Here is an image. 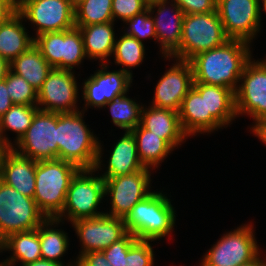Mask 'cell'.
Segmentation results:
<instances>
[{
	"label": "cell",
	"mask_w": 266,
	"mask_h": 266,
	"mask_svg": "<svg viewBox=\"0 0 266 266\" xmlns=\"http://www.w3.org/2000/svg\"><path fill=\"white\" fill-rule=\"evenodd\" d=\"M74 13L75 26L112 22V0H75Z\"/></svg>",
	"instance_id": "cell-31"
},
{
	"label": "cell",
	"mask_w": 266,
	"mask_h": 266,
	"mask_svg": "<svg viewBox=\"0 0 266 266\" xmlns=\"http://www.w3.org/2000/svg\"><path fill=\"white\" fill-rule=\"evenodd\" d=\"M22 266H64V265L61 263H56L45 259H39L37 261ZM66 266H77V262H75L74 265L72 263L71 264L68 263Z\"/></svg>",
	"instance_id": "cell-46"
},
{
	"label": "cell",
	"mask_w": 266,
	"mask_h": 266,
	"mask_svg": "<svg viewBox=\"0 0 266 266\" xmlns=\"http://www.w3.org/2000/svg\"><path fill=\"white\" fill-rule=\"evenodd\" d=\"M113 23L114 21L89 26H75L81 32L86 57L91 60L99 59L101 64L107 63V57L113 55L115 46Z\"/></svg>",
	"instance_id": "cell-25"
},
{
	"label": "cell",
	"mask_w": 266,
	"mask_h": 266,
	"mask_svg": "<svg viewBox=\"0 0 266 266\" xmlns=\"http://www.w3.org/2000/svg\"><path fill=\"white\" fill-rule=\"evenodd\" d=\"M106 106L109 107L113 124L120 129L132 131L141 122L143 106L126 95L113 99Z\"/></svg>",
	"instance_id": "cell-32"
},
{
	"label": "cell",
	"mask_w": 266,
	"mask_h": 266,
	"mask_svg": "<svg viewBox=\"0 0 266 266\" xmlns=\"http://www.w3.org/2000/svg\"><path fill=\"white\" fill-rule=\"evenodd\" d=\"M262 2V7H263V11H265V13H266V0H260V3Z\"/></svg>",
	"instance_id": "cell-50"
},
{
	"label": "cell",
	"mask_w": 266,
	"mask_h": 266,
	"mask_svg": "<svg viewBox=\"0 0 266 266\" xmlns=\"http://www.w3.org/2000/svg\"><path fill=\"white\" fill-rule=\"evenodd\" d=\"M52 69L34 44L10 63V70L23 77L37 91Z\"/></svg>",
	"instance_id": "cell-27"
},
{
	"label": "cell",
	"mask_w": 266,
	"mask_h": 266,
	"mask_svg": "<svg viewBox=\"0 0 266 266\" xmlns=\"http://www.w3.org/2000/svg\"><path fill=\"white\" fill-rule=\"evenodd\" d=\"M171 2L170 0H160L148 4L154 21L157 41L160 43V50L162 49L160 52L167 60H170V56L179 48L185 16L182 9L175 2L173 3V0ZM156 7L158 10L156 15L153 16ZM170 12L171 16L169 15ZM167 16H170V18Z\"/></svg>",
	"instance_id": "cell-18"
},
{
	"label": "cell",
	"mask_w": 266,
	"mask_h": 266,
	"mask_svg": "<svg viewBox=\"0 0 266 266\" xmlns=\"http://www.w3.org/2000/svg\"><path fill=\"white\" fill-rule=\"evenodd\" d=\"M184 14H206L217 11V0H173Z\"/></svg>",
	"instance_id": "cell-41"
},
{
	"label": "cell",
	"mask_w": 266,
	"mask_h": 266,
	"mask_svg": "<svg viewBox=\"0 0 266 266\" xmlns=\"http://www.w3.org/2000/svg\"><path fill=\"white\" fill-rule=\"evenodd\" d=\"M37 105H18L14 104L1 118H0V141L7 148H11L13 143L9 141L4 132L11 130L16 133L15 143L26 133L28 127L31 125L35 113L38 111Z\"/></svg>",
	"instance_id": "cell-30"
},
{
	"label": "cell",
	"mask_w": 266,
	"mask_h": 266,
	"mask_svg": "<svg viewBox=\"0 0 266 266\" xmlns=\"http://www.w3.org/2000/svg\"><path fill=\"white\" fill-rule=\"evenodd\" d=\"M124 22L129 26L124 33L136 38L139 42L149 37L157 40L154 21L149 8Z\"/></svg>",
	"instance_id": "cell-37"
},
{
	"label": "cell",
	"mask_w": 266,
	"mask_h": 266,
	"mask_svg": "<svg viewBox=\"0 0 266 266\" xmlns=\"http://www.w3.org/2000/svg\"><path fill=\"white\" fill-rule=\"evenodd\" d=\"M150 176L149 169H141L131 174L103 179L105 195L110 196L112 205L109 213L105 214L124 218L138 202L152 193Z\"/></svg>",
	"instance_id": "cell-13"
},
{
	"label": "cell",
	"mask_w": 266,
	"mask_h": 266,
	"mask_svg": "<svg viewBox=\"0 0 266 266\" xmlns=\"http://www.w3.org/2000/svg\"><path fill=\"white\" fill-rule=\"evenodd\" d=\"M20 1H22V0H15V2L18 4Z\"/></svg>",
	"instance_id": "cell-52"
},
{
	"label": "cell",
	"mask_w": 266,
	"mask_h": 266,
	"mask_svg": "<svg viewBox=\"0 0 266 266\" xmlns=\"http://www.w3.org/2000/svg\"><path fill=\"white\" fill-rule=\"evenodd\" d=\"M7 150V147L1 143L0 141V162H1V158L3 156V153Z\"/></svg>",
	"instance_id": "cell-49"
},
{
	"label": "cell",
	"mask_w": 266,
	"mask_h": 266,
	"mask_svg": "<svg viewBox=\"0 0 266 266\" xmlns=\"http://www.w3.org/2000/svg\"><path fill=\"white\" fill-rule=\"evenodd\" d=\"M260 254L252 261L242 264L240 266H266V259H260Z\"/></svg>",
	"instance_id": "cell-48"
},
{
	"label": "cell",
	"mask_w": 266,
	"mask_h": 266,
	"mask_svg": "<svg viewBox=\"0 0 266 266\" xmlns=\"http://www.w3.org/2000/svg\"><path fill=\"white\" fill-rule=\"evenodd\" d=\"M179 120L183 132L188 137L223 127L212 115H206L205 94H200L194 87L182 101Z\"/></svg>",
	"instance_id": "cell-20"
},
{
	"label": "cell",
	"mask_w": 266,
	"mask_h": 266,
	"mask_svg": "<svg viewBox=\"0 0 266 266\" xmlns=\"http://www.w3.org/2000/svg\"><path fill=\"white\" fill-rule=\"evenodd\" d=\"M86 57L83 38L78 27L63 30L62 69L70 70Z\"/></svg>",
	"instance_id": "cell-34"
},
{
	"label": "cell",
	"mask_w": 266,
	"mask_h": 266,
	"mask_svg": "<svg viewBox=\"0 0 266 266\" xmlns=\"http://www.w3.org/2000/svg\"><path fill=\"white\" fill-rule=\"evenodd\" d=\"M173 66L158 80L152 106L179 112L184 97L193 87V73L189 61L175 59Z\"/></svg>",
	"instance_id": "cell-17"
},
{
	"label": "cell",
	"mask_w": 266,
	"mask_h": 266,
	"mask_svg": "<svg viewBox=\"0 0 266 266\" xmlns=\"http://www.w3.org/2000/svg\"><path fill=\"white\" fill-rule=\"evenodd\" d=\"M148 4L152 3V2H156V1H160V0H145Z\"/></svg>",
	"instance_id": "cell-51"
},
{
	"label": "cell",
	"mask_w": 266,
	"mask_h": 266,
	"mask_svg": "<svg viewBox=\"0 0 266 266\" xmlns=\"http://www.w3.org/2000/svg\"><path fill=\"white\" fill-rule=\"evenodd\" d=\"M11 148L36 161L58 159L57 113L38 110L26 133Z\"/></svg>",
	"instance_id": "cell-9"
},
{
	"label": "cell",
	"mask_w": 266,
	"mask_h": 266,
	"mask_svg": "<svg viewBox=\"0 0 266 266\" xmlns=\"http://www.w3.org/2000/svg\"><path fill=\"white\" fill-rule=\"evenodd\" d=\"M140 125L159 135L172 149L188 138L180 125L179 112L169 109L154 106L144 109L143 105Z\"/></svg>",
	"instance_id": "cell-21"
},
{
	"label": "cell",
	"mask_w": 266,
	"mask_h": 266,
	"mask_svg": "<svg viewBox=\"0 0 266 266\" xmlns=\"http://www.w3.org/2000/svg\"><path fill=\"white\" fill-rule=\"evenodd\" d=\"M18 4L15 0H0V24L8 21L17 13Z\"/></svg>",
	"instance_id": "cell-43"
},
{
	"label": "cell",
	"mask_w": 266,
	"mask_h": 266,
	"mask_svg": "<svg viewBox=\"0 0 266 266\" xmlns=\"http://www.w3.org/2000/svg\"><path fill=\"white\" fill-rule=\"evenodd\" d=\"M148 8L145 0H112L113 21L116 18L125 21Z\"/></svg>",
	"instance_id": "cell-40"
},
{
	"label": "cell",
	"mask_w": 266,
	"mask_h": 266,
	"mask_svg": "<svg viewBox=\"0 0 266 266\" xmlns=\"http://www.w3.org/2000/svg\"><path fill=\"white\" fill-rule=\"evenodd\" d=\"M23 20L18 12L8 21L0 24V56L11 63L33 44L34 38L28 36Z\"/></svg>",
	"instance_id": "cell-26"
},
{
	"label": "cell",
	"mask_w": 266,
	"mask_h": 266,
	"mask_svg": "<svg viewBox=\"0 0 266 266\" xmlns=\"http://www.w3.org/2000/svg\"><path fill=\"white\" fill-rule=\"evenodd\" d=\"M228 40L217 11L186 14L179 48L170 57L189 61L197 54L219 47Z\"/></svg>",
	"instance_id": "cell-5"
},
{
	"label": "cell",
	"mask_w": 266,
	"mask_h": 266,
	"mask_svg": "<svg viewBox=\"0 0 266 266\" xmlns=\"http://www.w3.org/2000/svg\"><path fill=\"white\" fill-rule=\"evenodd\" d=\"M62 222L58 218H46L38 227L42 259L65 264L61 261L69 247L67 233L62 229H53L52 225Z\"/></svg>",
	"instance_id": "cell-29"
},
{
	"label": "cell",
	"mask_w": 266,
	"mask_h": 266,
	"mask_svg": "<svg viewBox=\"0 0 266 266\" xmlns=\"http://www.w3.org/2000/svg\"><path fill=\"white\" fill-rule=\"evenodd\" d=\"M76 260L77 266H112L105 258L103 251L84 253Z\"/></svg>",
	"instance_id": "cell-42"
},
{
	"label": "cell",
	"mask_w": 266,
	"mask_h": 266,
	"mask_svg": "<svg viewBox=\"0 0 266 266\" xmlns=\"http://www.w3.org/2000/svg\"><path fill=\"white\" fill-rule=\"evenodd\" d=\"M45 219L34 198L0 180V242L10 234L37 229Z\"/></svg>",
	"instance_id": "cell-7"
},
{
	"label": "cell",
	"mask_w": 266,
	"mask_h": 266,
	"mask_svg": "<svg viewBox=\"0 0 266 266\" xmlns=\"http://www.w3.org/2000/svg\"><path fill=\"white\" fill-rule=\"evenodd\" d=\"M84 111L57 113L58 159L80 169L101 168L102 145L83 120Z\"/></svg>",
	"instance_id": "cell-2"
},
{
	"label": "cell",
	"mask_w": 266,
	"mask_h": 266,
	"mask_svg": "<svg viewBox=\"0 0 266 266\" xmlns=\"http://www.w3.org/2000/svg\"><path fill=\"white\" fill-rule=\"evenodd\" d=\"M36 160L23 157L7 148L0 162V180L19 193L34 197Z\"/></svg>",
	"instance_id": "cell-19"
},
{
	"label": "cell",
	"mask_w": 266,
	"mask_h": 266,
	"mask_svg": "<svg viewBox=\"0 0 266 266\" xmlns=\"http://www.w3.org/2000/svg\"><path fill=\"white\" fill-rule=\"evenodd\" d=\"M130 132L136 140L139 160L146 168H157L168 154L173 151L159 135L146 130L140 124Z\"/></svg>",
	"instance_id": "cell-28"
},
{
	"label": "cell",
	"mask_w": 266,
	"mask_h": 266,
	"mask_svg": "<svg viewBox=\"0 0 266 266\" xmlns=\"http://www.w3.org/2000/svg\"><path fill=\"white\" fill-rule=\"evenodd\" d=\"M260 0H217V12L229 39L251 44L261 26Z\"/></svg>",
	"instance_id": "cell-12"
},
{
	"label": "cell",
	"mask_w": 266,
	"mask_h": 266,
	"mask_svg": "<svg viewBox=\"0 0 266 266\" xmlns=\"http://www.w3.org/2000/svg\"><path fill=\"white\" fill-rule=\"evenodd\" d=\"M112 149L111 156L107 162L108 169L101 174L103 179L131 174L141 169H149L140 162L136 140L130 131H125Z\"/></svg>",
	"instance_id": "cell-22"
},
{
	"label": "cell",
	"mask_w": 266,
	"mask_h": 266,
	"mask_svg": "<svg viewBox=\"0 0 266 266\" xmlns=\"http://www.w3.org/2000/svg\"><path fill=\"white\" fill-rule=\"evenodd\" d=\"M9 70L10 63L0 56V82L6 79Z\"/></svg>",
	"instance_id": "cell-47"
},
{
	"label": "cell",
	"mask_w": 266,
	"mask_h": 266,
	"mask_svg": "<svg viewBox=\"0 0 266 266\" xmlns=\"http://www.w3.org/2000/svg\"><path fill=\"white\" fill-rule=\"evenodd\" d=\"M193 87L205 94L206 115H212L224 128L237 117L232 89L203 83H193Z\"/></svg>",
	"instance_id": "cell-23"
},
{
	"label": "cell",
	"mask_w": 266,
	"mask_h": 266,
	"mask_svg": "<svg viewBox=\"0 0 266 266\" xmlns=\"http://www.w3.org/2000/svg\"><path fill=\"white\" fill-rule=\"evenodd\" d=\"M136 239L134 235L128 232L122 239L103 250L105 258L112 266H125V257L129 247Z\"/></svg>",
	"instance_id": "cell-39"
},
{
	"label": "cell",
	"mask_w": 266,
	"mask_h": 266,
	"mask_svg": "<svg viewBox=\"0 0 266 266\" xmlns=\"http://www.w3.org/2000/svg\"><path fill=\"white\" fill-rule=\"evenodd\" d=\"M251 126L252 133L266 145V119H262Z\"/></svg>",
	"instance_id": "cell-45"
},
{
	"label": "cell",
	"mask_w": 266,
	"mask_h": 266,
	"mask_svg": "<svg viewBox=\"0 0 266 266\" xmlns=\"http://www.w3.org/2000/svg\"><path fill=\"white\" fill-rule=\"evenodd\" d=\"M162 192H152L138 202L123 218L127 232L138 240L162 239L173 231L176 213L170 198Z\"/></svg>",
	"instance_id": "cell-4"
},
{
	"label": "cell",
	"mask_w": 266,
	"mask_h": 266,
	"mask_svg": "<svg viewBox=\"0 0 266 266\" xmlns=\"http://www.w3.org/2000/svg\"><path fill=\"white\" fill-rule=\"evenodd\" d=\"M250 46L242 40L229 39L219 47L197 54L189 60L193 83L223 86L235 92L243 69L252 58Z\"/></svg>",
	"instance_id": "cell-1"
},
{
	"label": "cell",
	"mask_w": 266,
	"mask_h": 266,
	"mask_svg": "<svg viewBox=\"0 0 266 266\" xmlns=\"http://www.w3.org/2000/svg\"><path fill=\"white\" fill-rule=\"evenodd\" d=\"M34 45L53 68L62 69L63 31L34 36Z\"/></svg>",
	"instance_id": "cell-35"
},
{
	"label": "cell",
	"mask_w": 266,
	"mask_h": 266,
	"mask_svg": "<svg viewBox=\"0 0 266 266\" xmlns=\"http://www.w3.org/2000/svg\"><path fill=\"white\" fill-rule=\"evenodd\" d=\"M78 95L73 71L53 68L38 90L37 106L39 110L53 113L75 112L79 110Z\"/></svg>",
	"instance_id": "cell-14"
},
{
	"label": "cell",
	"mask_w": 266,
	"mask_h": 266,
	"mask_svg": "<svg viewBox=\"0 0 266 266\" xmlns=\"http://www.w3.org/2000/svg\"><path fill=\"white\" fill-rule=\"evenodd\" d=\"M235 108L237 116L248 114L254 123L266 119V59L246 63L235 91Z\"/></svg>",
	"instance_id": "cell-11"
},
{
	"label": "cell",
	"mask_w": 266,
	"mask_h": 266,
	"mask_svg": "<svg viewBox=\"0 0 266 266\" xmlns=\"http://www.w3.org/2000/svg\"><path fill=\"white\" fill-rule=\"evenodd\" d=\"M250 224L223 235L204 255L200 266H240L254 260L260 249Z\"/></svg>",
	"instance_id": "cell-8"
},
{
	"label": "cell",
	"mask_w": 266,
	"mask_h": 266,
	"mask_svg": "<svg viewBox=\"0 0 266 266\" xmlns=\"http://www.w3.org/2000/svg\"><path fill=\"white\" fill-rule=\"evenodd\" d=\"M71 224L82 243L77 258L84 253L103 251L128 233L123 218L107 214L79 219Z\"/></svg>",
	"instance_id": "cell-15"
},
{
	"label": "cell",
	"mask_w": 266,
	"mask_h": 266,
	"mask_svg": "<svg viewBox=\"0 0 266 266\" xmlns=\"http://www.w3.org/2000/svg\"><path fill=\"white\" fill-rule=\"evenodd\" d=\"M101 69L97 70L86 81H84L82 98L87 107L105 108L108 102L113 99L127 95L132 83V76L123 71H107L108 64H101Z\"/></svg>",
	"instance_id": "cell-16"
},
{
	"label": "cell",
	"mask_w": 266,
	"mask_h": 266,
	"mask_svg": "<svg viewBox=\"0 0 266 266\" xmlns=\"http://www.w3.org/2000/svg\"><path fill=\"white\" fill-rule=\"evenodd\" d=\"M6 86L13 104L37 105L38 91L11 70L6 75Z\"/></svg>",
	"instance_id": "cell-36"
},
{
	"label": "cell",
	"mask_w": 266,
	"mask_h": 266,
	"mask_svg": "<svg viewBox=\"0 0 266 266\" xmlns=\"http://www.w3.org/2000/svg\"><path fill=\"white\" fill-rule=\"evenodd\" d=\"M79 170V167L64 160L37 161L33 198L46 218H57L62 213L66 193Z\"/></svg>",
	"instance_id": "cell-3"
},
{
	"label": "cell",
	"mask_w": 266,
	"mask_h": 266,
	"mask_svg": "<svg viewBox=\"0 0 266 266\" xmlns=\"http://www.w3.org/2000/svg\"><path fill=\"white\" fill-rule=\"evenodd\" d=\"M120 37L118 41L117 39L115 40L114 62L117 65H122L124 68L121 69L132 76L130 68L142 64L145 56V47L143 42H139L136 38L125 33Z\"/></svg>",
	"instance_id": "cell-33"
},
{
	"label": "cell",
	"mask_w": 266,
	"mask_h": 266,
	"mask_svg": "<svg viewBox=\"0 0 266 266\" xmlns=\"http://www.w3.org/2000/svg\"><path fill=\"white\" fill-rule=\"evenodd\" d=\"M9 92L7 91L6 79L0 82V118L13 106Z\"/></svg>",
	"instance_id": "cell-44"
},
{
	"label": "cell",
	"mask_w": 266,
	"mask_h": 266,
	"mask_svg": "<svg viewBox=\"0 0 266 266\" xmlns=\"http://www.w3.org/2000/svg\"><path fill=\"white\" fill-rule=\"evenodd\" d=\"M17 12L37 26L36 36L75 27L74 0H22Z\"/></svg>",
	"instance_id": "cell-10"
},
{
	"label": "cell",
	"mask_w": 266,
	"mask_h": 266,
	"mask_svg": "<svg viewBox=\"0 0 266 266\" xmlns=\"http://www.w3.org/2000/svg\"><path fill=\"white\" fill-rule=\"evenodd\" d=\"M125 266H154V251L150 241L136 239L129 247Z\"/></svg>",
	"instance_id": "cell-38"
},
{
	"label": "cell",
	"mask_w": 266,
	"mask_h": 266,
	"mask_svg": "<svg viewBox=\"0 0 266 266\" xmlns=\"http://www.w3.org/2000/svg\"><path fill=\"white\" fill-rule=\"evenodd\" d=\"M5 250L12 251L13 256L10 255L11 258L1 262L0 266H15L19 261L25 265L42 259L38 228L8 235L0 242V252Z\"/></svg>",
	"instance_id": "cell-24"
},
{
	"label": "cell",
	"mask_w": 266,
	"mask_h": 266,
	"mask_svg": "<svg viewBox=\"0 0 266 266\" xmlns=\"http://www.w3.org/2000/svg\"><path fill=\"white\" fill-rule=\"evenodd\" d=\"M94 169H80L72 178L62 213L57 217L63 221V217L74 222L79 219L94 218L105 214L97 211L103 197H105V184L103 178L92 176Z\"/></svg>",
	"instance_id": "cell-6"
}]
</instances>
